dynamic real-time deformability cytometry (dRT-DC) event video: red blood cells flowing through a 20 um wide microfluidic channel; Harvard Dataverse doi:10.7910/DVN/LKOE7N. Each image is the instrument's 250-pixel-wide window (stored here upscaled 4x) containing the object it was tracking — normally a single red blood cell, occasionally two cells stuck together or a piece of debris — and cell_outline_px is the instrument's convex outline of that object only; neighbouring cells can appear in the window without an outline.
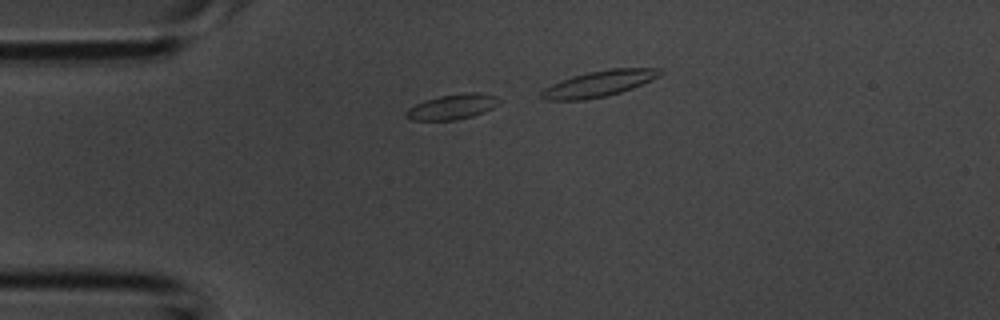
{"species": "common noctule bat (a hibernating species)", "species_latin": "Nyctalus noctula", "temperature_condition": "room temperature", "stored_images_in_passage": 3, "camera_frame_rate_fps": 3000, "um_per_image_px": 0.085, "animal": {"sex": "male", "body_mass_g": 20.1, "forearm_length_mm": 53.5}, "frame": {"image": 1, "passage_image": 1, "time_ms": 0.0, "image_size_px": [1000, 320], "cell_outline_px": [[500, 100], [492, 108], [484, 112], [472, 116], [456, 120], [412, 120], [404, 116], [404, 112], [408, 108], [424, 100], [440, 96], [468, 92], [480, 92], [496, 96]], "centroid_in_image_um": [38.42, 9.07], "position_along_channel_um": 46.6, "area_um2": 13.64}}